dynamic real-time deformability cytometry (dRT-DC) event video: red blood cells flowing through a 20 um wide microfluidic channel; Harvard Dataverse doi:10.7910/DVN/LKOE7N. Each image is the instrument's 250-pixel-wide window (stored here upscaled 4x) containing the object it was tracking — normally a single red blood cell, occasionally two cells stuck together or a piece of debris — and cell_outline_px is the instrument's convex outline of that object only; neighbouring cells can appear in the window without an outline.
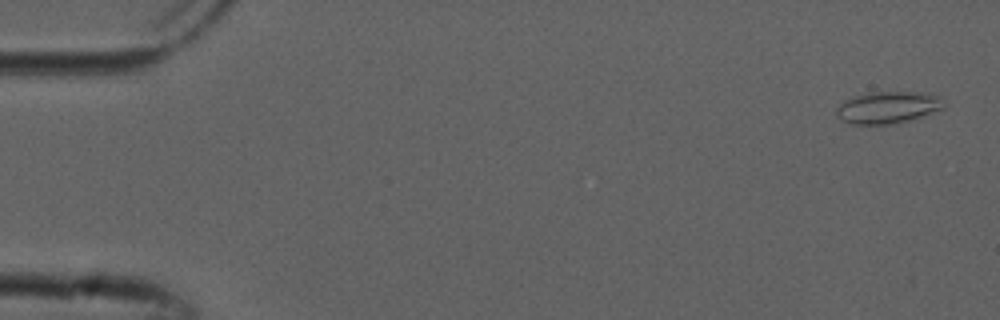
{"species": "common noctule bat (a hibernating species)", "species_latin": "Nyctalus noctula", "temperature_condition": "cold", "stored_images_in_passage": 53, "camera_frame_rate_fps": 3000, "um_per_image_px": 0.085, "animal": {"sex": "male", "forearm_length_mm": 52.5}, "frame": {"image": 1, "passage_image": 2, "time_ms": 0.333, "image_size_px": [1000, 320], "cell_outline_px": [[944, 108], [896, 124], [852, 124], [836, 116], [836, 108], [844, 100], [856, 96], [872, 92], [924, 92], [940, 96], [944, 100]], "centroid_in_image_um": [75.48, 9.12], "position_along_channel_um": 9.5, "area_um2": 19.88}}
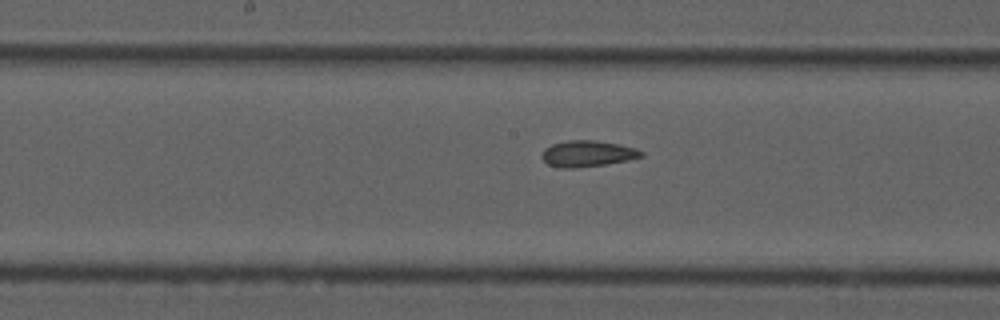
{"frame": {"image": 2, "passage_image": 27, "time_ms": 8.667, "image_size_px": [1000, 320], "cell_outline_px": [[644, 156], [628, 160], [604, 164], [572, 168], [560, 168], [548, 164], [540, 156], [544, 148], [552, 144], [568, 140], [592, 140], [620, 144], [636, 148], [644, 152]], "centroid_in_image_um": [49.93, 13.05], "position_along_channel_um": 198.3, "area_um2": 15.14}}
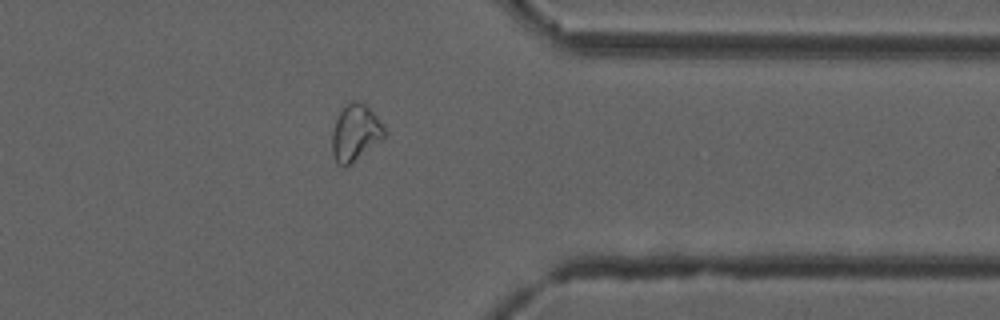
{"frame": {"image": 3, "passage_image": 42, "time_ms": 13.667, "image_size_px": [1000, 320], "cell_outline_px": [[388, 132], [380, 140], [344, 168], [336, 164], [332, 152], [332, 132], [336, 120], [340, 112], [352, 100], [364, 104], [376, 116]], "centroid_in_image_um": [30.18, 11.31], "position_along_channel_um": 381.2, "area_um2": 16.76}, "authors_computed_cell_mechanics": {"area_um2": 17.34, "velocity_mm_per_s": 3.8631, "shape_relaxation_time_tau1_ms": null, "shape_relaxation_time_tau2_ms": 2.3105, "deformation_change_tau1": null, "deformation_change_tau2": 0.0579}}